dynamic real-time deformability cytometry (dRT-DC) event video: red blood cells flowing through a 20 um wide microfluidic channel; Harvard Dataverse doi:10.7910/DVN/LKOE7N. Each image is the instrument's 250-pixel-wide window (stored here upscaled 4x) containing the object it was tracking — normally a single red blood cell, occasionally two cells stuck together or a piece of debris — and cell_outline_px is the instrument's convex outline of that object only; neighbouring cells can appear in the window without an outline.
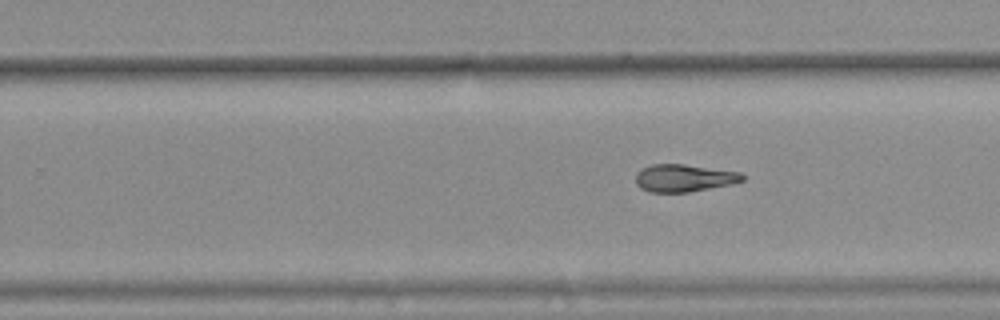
{"species": "common noctule bat (a hibernating species)", "species_latin": "Nyctalus noctula", "temperature_condition": "warm", "stored_images_in_passage": 9, "segment_of_instrument_passage": [2, 2], "camera_frame_rate_fps": 3000, "um_per_image_px": 0.085, "animal": {"sex": "female", "body_mass_g": 25.1}, "frame": {"image": 1, "passage_image": 9, "time_ms": 2.667, "image_size_px": [1000, 320], "cell_outline_px": [[744, 180], [732, 184], [688, 192], [648, 192], [640, 188], [636, 184], [636, 172], [640, 168], [652, 164], [684, 164], [740, 172], [744, 176]], "centroid_in_image_um": [58.1, 15.13], "position_along_channel_um": 271.7, "area_um2": 17.17}}